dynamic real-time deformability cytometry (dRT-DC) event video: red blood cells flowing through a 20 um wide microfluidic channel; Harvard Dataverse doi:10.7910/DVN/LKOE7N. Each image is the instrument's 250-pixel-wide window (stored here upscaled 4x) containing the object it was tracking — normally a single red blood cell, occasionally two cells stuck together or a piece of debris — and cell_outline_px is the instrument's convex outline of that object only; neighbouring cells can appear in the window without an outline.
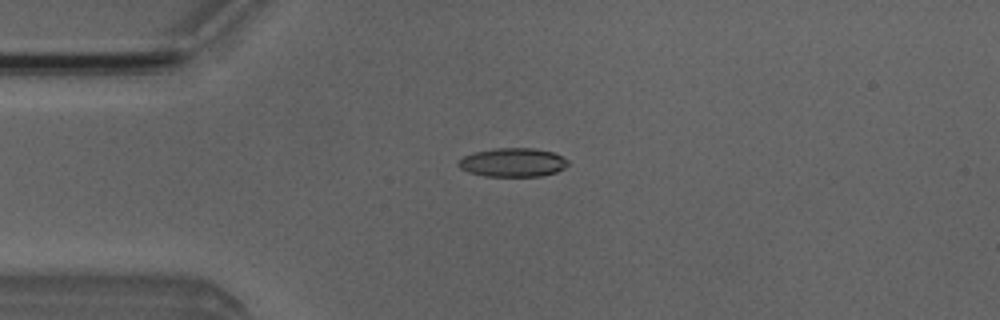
{"species": "Egyptian fruit bat (a non-hibernating species)", "species_latin": "Rousettus aegyptiacus", "temperature_condition": "room temperature", "stored_images_in_passage": 5, "camera_frame_rate_fps": 3000, "um_per_image_px": 0.085, "animal": {"sex": "male"}, "frame": {"image": 1, "passage_image": 4, "time_ms": 3.333, "image_size_px": [1000, 320], "cell_outline_px": [[568, 164], [564, 168], [556, 172], [540, 176], [484, 176], [468, 172], [460, 168], [456, 164], [456, 160], [464, 156], [476, 152], [496, 148], [532, 148], [552, 152], [568, 160]], "centroid_in_image_um": [43.55, 13.81], "position_along_channel_um": 41.5, "area_um2": 18.32}}